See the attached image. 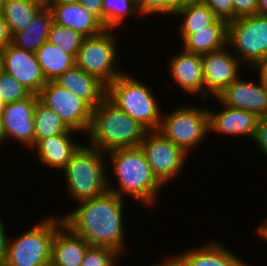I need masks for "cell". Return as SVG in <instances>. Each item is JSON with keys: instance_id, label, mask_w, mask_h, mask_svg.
Listing matches in <instances>:
<instances>
[{"instance_id": "cell-31", "label": "cell", "mask_w": 267, "mask_h": 266, "mask_svg": "<svg viewBox=\"0 0 267 266\" xmlns=\"http://www.w3.org/2000/svg\"><path fill=\"white\" fill-rule=\"evenodd\" d=\"M32 93L12 75L2 71L0 74V97L5 103L29 98Z\"/></svg>"}, {"instance_id": "cell-2", "label": "cell", "mask_w": 267, "mask_h": 266, "mask_svg": "<svg viewBox=\"0 0 267 266\" xmlns=\"http://www.w3.org/2000/svg\"><path fill=\"white\" fill-rule=\"evenodd\" d=\"M148 130L118 108L107 97L92 108L87 142L108 153L122 148L139 147Z\"/></svg>"}, {"instance_id": "cell-17", "label": "cell", "mask_w": 267, "mask_h": 266, "mask_svg": "<svg viewBox=\"0 0 267 266\" xmlns=\"http://www.w3.org/2000/svg\"><path fill=\"white\" fill-rule=\"evenodd\" d=\"M221 111L208 109V126L209 133L217 132L218 134L231 137H246L253 138L255 128L257 127L259 116L253 112L236 109L223 105Z\"/></svg>"}, {"instance_id": "cell-40", "label": "cell", "mask_w": 267, "mask_h": 266, "mask_svg": "<svg viewBox=\"0 0 267 266\" xmlns=\"http://www.w3.org/2000/svg\"><path fill=\"white\" fill-rule=\"evenodd\" d=\"M12 36L10 34L9 28L3 18V15L0 13V52L11 44Z\"/></svg>"}, {"instance_id": "cell-13", "label": "cell", "mask_w": 267, "mask_h": 266, "mask_svg": "<svg viewBox=\"0 0 267 266\" xmlns=\"http://www.w3.org/2000/svg\"><path fill=\"white\" fill-rule=\"evenodd\" d=\"M2 71L12 75L32 94L38 95L47 81L34 52L9 44L0 52Z\"/></svg>"}, {"instance_id": "cell-34", "label": "cell", "mask_w": 267, "mask_h": 266, "mask_svg": "<svg viewBox=\"0 0 267 266\" xmlns=\"http://www.w3.org/2000/svg\"><path fill=\"white\" fill-rule=\"evenodd\" d=\"M135 3L142 17H148L151 16V14L155 17L156 15H164L163 0H135Z\"/></svg>"}, {"instance_id": "cell-37", "label": "cell", "mask_w": 267, "mask_h": 266, "mask_svg": "<svg viewBox=\"0 0 267 266\" xmlns=\"http://www.w3.org/2000/svg\"><path fill=\"white\" fill-rule=\"evenodd\" d=\"M193 1L195 0H163L164 16L170 15L173 17L179 10L183 9L187 4Z\"/></svg>"}, {"instance_id": "cell-5", "label": "cell", "mask_w": 267, "mask_h": 266, "mask_svg": "<svg viewBox=\"0 0 267 266\" xmlns=\"http://www.w3.org/2000/svg\"><path fill=\"white\" fill-rule=\"evenodd\" d=\"M154 95L126 70L106 87V97L148 131L159 130L161 124L163 110Z\"/></svg>"}, {"instance_id": "cell-24", "label": "cell", "mask_w": 267, "mask_h": 266, "mask_svg": "<svg viewBox=\"0 0 267 266\" xmlns=\"http://www.w3.org/2000/svg\"><path fill=\"white\" fill-rule=\"evenodd\" d=\"M53 17L48 7H43L30 21L28 26L12 36L11 44L30 52L36 50L48 40Z\"/></svg>"}, {"instance_id": "cell-4", "label": "cell", "mask_w": 267, "mask_h": 266, "mask_svg": "<svg viewBox=\"0 0 267 266\" xmlns=\"http://www.w3.org/2000/svg\"><path fill=\"white\" fill-rule=\"evenodd\" d=\"M103 153L92 146L81 144L71 160L62 169L66 179V190L72 202L92 199L108 191L109 170Z\"/></svg>"}, {"instance_id": "cell-21", "label": "cell", "mask_w": 267, "mask_h": 266, "mask_svg": "<svg viewBox=\"0 0 267 266\" xmlns=\"http://www.w3.org/2000/svg\"><path fill=\"white\" fill-rule=\"evenodd\" d=\"M64 89L85 100L92 108L106 97V86L76 65L54 80Z\"/></svg>"}, {"instance_id": "cell-18", "label": "cell", "mask_w": 267, "mask_h": 266, "mask_svg": "<svg viewBox=\"0 0 267 266\" xmlns=\"http://www.w3.org/2000/svg\"><path fill=\"white\" fill-rule=\"evenodd\" d=\"M53 22L74 29L84 37L99 35L105 30L103 23L88 12L81 3L47 4Z\"/></svg>"}, {"instance_id": "cell-41", "label": "cell", "mask_w": 267, "mask_h": 266, "mask_svg": "<svg viewBox=\"0 0 267 266\" xmlns=\"http://www.w3.org/2000/svg\"><path fill=\"white\" fill-rule=\"evenodd\" d=\"M252 70L257 72L260 83L267 89V59L255 65Z\"/></svg>"}, {"instance_id": "cell-1", "label": "cell", "mask_w": 267, "mask_h": 266, "mask_svg": "<svg viewBox=\"0 0 267 266\" xmlns=\"http://www.w3.org/2000/svg\"><path fill=\"white\" fill-rule=\"evenodd\" d=\"M123 200L108 190L100 196L80 201L76 209L62 217L64 225L90 246L107 247L122 255L127 247Z\"/></svg>"}, {"instance_id": "cell-12", "label": "cell", "mask_w": 267, "mask_h": 266, "mask_svg": "<svg viewBox=\"0 0 267 266\" xmlns=\"http://www.w3.org/2000/svg\"><path fill=\"white\" fill-rule=\"evenodd\" d=\"M228 50L229 48L224 46L219 50L201 55L205 99L211 96L216 98L241 74L242 64Z\"/></svg>"}, {"instance_id": "cell-19", "label": "cell", "mask_w": 267, "mask_h": 266, "mask_svg": "<svg viewBox=\"0 0 267 266\" xmlns=\"http://www.w3.org/2000/svg\"><path fill=\"white\" fill-rule=\"evenodd\" d=\"M74 132L71 130L67 133H61L41 139L32 149L37 150V158L40 164L62 170L71 160L73 153L79 148V144L74 140ZM73 134V135H72ZM72 135V136H71Z\"/></svg>"}, {"instance_id": "cell-3", "label": "cell", "mask_w": 267, "mask_h": 266, "mask_svg": "<svg viewBox=\"0 0 267 266\" xmlns=\"http://www.w3.org/2000/svg\"><path fill=\"white\" fill-rule=\"evenodd\" d=\"M111 158L112 171L116 175L117 186H111L109 191L124 198V195L144 206L156 203L159 191L164 185L153 174L141 147L116 149L106 153ZM110 155V156H109ZM161 188V189H160ZM157 196V197H156Z\"/></svg>"}, {"instance_id": "cell-48", "label": "cell", "mask_w": 267, "mask_h": 266, "mask_svg": "<svg viewBox=\"0 0 267 266\" xmlns=\"http://www.w3.org/2000/svg\"><path fill=\"white\" fill-rule=\"evenodd\" d=\"M5 106H6L5 101H3V100L1 99V97H0V116H1V114H2V112H3Z\"/></svg>"}, {"instance_id": "cell-44", "label": "cell", "mask_w": 267, "mask_h": 266, "mask_svg": "<svg viewBox=\"0 0 267 266\" xmlns=\"http://www.w3.org/2000/svg\"><path fill=\"white\" fill-rule=\"evenodd\" d=\"M257 14L267 15V0H258Z\"/></svg>"}, {"instance_id": "cell-26", "label": "cell", "mask_w": 267, "mask_h": 266, "mask_svg": "<svg viewBox=\"0 0 267 266\" xmlns=\"http://www.w3.org/2000/svg\"><path fill=\"white\" fill-rule=\"evenodd\" d=\"M174 16L181 18L178 31L182 42L193 34V30L206 29L218 19L213 11L199 0L190 2Z\"/></svg>"}, {"instance_id": "cell-49", "label": "cell", "mask_w": 267, "mask_h": 266, "mask_svg": "<svg viewBox=\"0 0 267 266\" xmlns=\"http://www.w3.org/2000/svg\"><path fill=\"white\" fill-rule=\"evenodd\" d=\"M250 263H246V261L244 260L239 266H251V265H248Z\"/></svg>"}, {"instance_id": "cell-33", "label": "cell", "mask_w": 267, "mask_h": 266, "mask_svg": "<svg viewBox=\"0 0 267 266\" xmlns=\"http://www.w3.org/2000/svg\"><path fill=\"white\" fill-rule=\"evenodd\" d=\"M206 4L213 13L227 23L233 20L232 0H199Z\"/></svg>"}, {"instance_id": "cell-20", "label": "cell", "mask_w": 267, "mask_h": 266, "mask_svg": "<svg viewBox=\"0 0 267 266\" xmlns=\"http://www.w3.org/2000/svg\"><path fill=\"white\" fill-rule=\"evenodd\" d=\"M89 246L63 224L54 235L49 266H81Z\"/></svg>"}, {"instance_id": "cell-38", "label": "cell", "mask_w": 267, "mask_h": 266, "mask_svg": "<svg viewBox=\"0 0 267 266\" xmlns=\"http://www.w3.org/2000/svg\"><path fill=\"white\" fill-rule=\"evenodd\" d=\"M79 3H81L88 12L92 13L103 23V0H79Z\"/></svg>"}, {"instance_id": "cell-8", "label": "cell", "mask_w": 267, "mask_h": 266, "mask_svg": "<svg viewBox=\"0 0 267 266\" xmlns=\"http://www.w3.org/2000/svg\"><path fill=\"white\" fill-rule=\"evenodd\" d=\"M116 36L113 30L105 29L99 35L85 37L75 57L78 68L96 77L106 87L125 71L115 66L119 59Z\"/></svg>"}, {"instance_id": "cell-16", "label": "cell", "mask_w": 267, "mask_h": 266, "mask_svg": "<svg viewBox=\"0 0 267 266\" xmlns=\"http://www.w3.org/2000/svg\"><path fill=\"white\" fill-rule=\"evenodd\" d=\"M173 55L168 60V65L170 69L169 78L174 80V85L177 84L182 89L180 91L193 96L200 95L201 99H205L201 55L187 52L184 49Z\"/></svg>"}, {"instance_id": "cell-23", "label": "cell", "mask_w": 267, "mask_h": 266, "mask_svg": "<svg viewBox=\"0 0 267 266\" xmlns=\"http://www.w3.org/2000/svg\"><path fill=\"white\" fill-rule=\"evenodd\" d=\"M182 44L185 51L199 55L219 50L227 45V22L218 18L206 29L193 30Z\"/></svg>"}, {"instance_id": "cell-35", "label": "cell", "mask_w": 267, "mask_h": 266, "mask_svg": "<svg viewBox=\"0 0 267 266\" xmlns=\"http://www.w3.org/2000/svg\"><path fill=\"white\" fill-rule=\"evenodd\" d=\"M258 0H232L233 20L257 14Z\"/></svg>"}, {"instance_id": "cell-39", "label": "cell", "mask_w": 267, "mask_h": 266, "mask_svg": "<svg viewBox=\"0 0 267 266\" xmlns=\"http://www.w3.org/2000/svg\"><path fill=\"white\" fill-rule=\"evenodd\" d=\"M3 219L0 217V266L5 265L6 260V252H7V242H8V235L6 234V226L5 223L2 222Z\"/></svg>"}, {"instance_id": "cell-42", "label": "cell", "mask_w": 267, "mask_h": 266, "mask_svg": "<svg viewBox=\"0 0 267 266\" xmlns=\"http://www.w3.org/2000/svg\"><path fill=\"white\" fill-rule=\"evenodd\" d=\"M151 266H183V264L177 255L176 256L173 255V256L166 257L164 262H160V263L157 262V264L154 263Z\"/></svg>"}, {"instance_id": "cell-10", "label": "cell", "mask_w": 267, "mask_h": 266, "mask_svg": "<svg viewBox=\"0 0 267 266\" xmlns=\"http://www.w3.org/2000/svg\"><path fill=\"white\" fill-rule=\"evenodd\" d=\"M38 99L59 115L71 130L87 133L91 123L92 107L85 100L55 81H47L39 92Z\"/></svg>"}, {"instance_id": "cell-11", "label": "cell", "mask_w": 267, "mask_h": 266, "mask_svg": "<svg viewBox=\"0 0 267 266\" xmlns=\"http://www.w3.org/2000/svg\"><path fill=\"white\" fill-rule=\"evenodd\" d=\"M140 147L153 174L163 185L181 174L189 156L158 130L148 131Z\"/></svg>"}, {"instance_id": "cell-9", "label": "cell", "mask_w": 267, "mask_h": 266, "mask_svg": "<svg viewBox=\"0 0 267 266\" xmlns=\"http://www.w3.org/2000/svg\"><path fill=\"white\" fill-rule=\"evenodd\" d=\"M227 46L240 63L252 69L267 59V15L254 14L227 23ZM237 53V54H236ZM251 67V68H250Z\"/></svg>"}, {"instance_id": "cell-6", "label": "cell", "mask_w": 267, "mask_h": 266, "mask_svg": "<svg viewBox=\"0 0 267 266\" xmlns=\"http://www.w3.org/2000/svg\"><path fill=\"white\" fill-rule=\"evenodd\" d=\"M32 225L18 237L8 238L4 266H49L52 241L64 224L61 217L50 215Z\"/></svg>"}, {"instance_id": "cell-47", "label": "cell", "mask_w": 267, "mask_h": 266, "mask_svg": "<svg viewBox=\"0 0 267 266\" xmlns=\"http://www.w3.org/2000/svg\"><path fill=\"white\" fill-rule=\"evenodd\" d=\"M31 1H34L36 3H39L40 5H42L44 7H47L48 0H31Z\"/></svg>"}, {"instance_id": "cell-45", "label": "cell", "mask_w": 267, "mask_h": 266, "mask_svg": "<svg viewBox=\"0 0 267 266\" xmlns=\"http://www.w3.org/2000/svg\"><path fill=\"white\" fill-rule=\"evenodd\" d=\"M79 0H48L47 4H67V3H78Z\"/></svg>"}, {"instance_id": "cell-27", "label": "cell", "mask_w": 267, "mask_h": 266, "mask_svg": "<svg viewBox=\"0 0 267 266\" xmlns=\"http://www.w3.org/2000/svg\"><path fill=\"white\" fill-rule=\"evenodd\" d=\"M43 7L31 0H4L1 14L11 36L24 30Z\"/></svg>"}, {"instance_id": "cell-14", "label": "cell", "mask_w": 267, "mask_h": 266, "mask_svg": "<svg viewBox=\"0 0 267 266\" xmlns=\"http://www.w3.org/2000/svg\"><path fill=\"white\" fill-rule=\"evenodd\" d=\"M38 100V95L32 94L29 98L6 103L1 120L7 141L15 140L29 150L34 147V110Z\"/></svg>"}, {"instance_id": "cell-28", "label": "cell", "mask_w": 267, "mask_h": 266, "mask_svg": "<svg viewBox=\"0 0 267 266\" xmlns=\"http://www.w3.org/2000/svg\"><path fill=\"white\" fill-rule=\"evenodd\" d=\"M34 121V146L41 139L71 131L59 115L47 108L39 100L36 102L34 110Z\"/></svg>"}, {"instance_id": "cell-50", "label": "cell", "mask_w": 267, "mask_h": 266, "mask_svg": "<svg viewBox=\"0 0 267 266\" xmlns=\"http://www.w3.org/2000/svg\"><path fill=\"white\" fill-rule=\"evenodd\" d=\"M3 4H4V0H0V13H1V11H2Z\"/></svg>"}, {"instance_id": "cell-22", "label": "cell", "mask_w": 267, "mask_h": 266, "mask_svg": "<svg viewBox=\"0 0 267 266\" xmlns=\"http://www.w3.org/2000/svg\"><path fill=\"white\" fill-rule=\"evenodd\" d=\"M183 266H239L244 260L217 241L177 254Z\"/></svg>"}, {"instance_id": "cell-15", "label": "cell", "mask_w": 267, "mask_h": 266, "mask_svg": "<svg viewBox=\"0 0 267 266\" xmlns=\"http://www.w3.org/2000/svg\"><path fill=\"white\" fill-rule=\"evenodd\" d=\"M239 75L216 97L223 105L267 116V89L260 81L242 80ZM259 82V83H258Z\"/></svg>"}, {"instance_id": "cell-32", "label": "cell", "mask_w": 267, "mask_h": 266, "mask_svg": "<svg viewBox=\"0 0 267 266\" xmlns=\"http://www.w3.org/2000/svg\"><path fill=\"white\" fill-rule=\"evenodd\" d=\"M120 256L122 255L107 247L89 246L81 266H116L120 262Z\"/></svg>"}, {"instance_id": "cell-29", "label": "cell", "mask_w": 267, "mask_h": 266, "mask_svg": "<svg viewBox=\"0 0 267 266\" xmlns=\"http://www.w3.org/2000/svg\"><path fill=\"white\" fill-rule=\"evenodd\" d=\"M103 25L105 29L117 30L125 24V19L132 15L141 17L135 0H103Z\"/></svg>"}, {"instance_id": "cell-7", "label": "cell", "mask_w": 267, "mask_h": 266, "mask_svg": "<svg viewBox=\"0 0 267 266\" xmlns=\"http://www.w3.org/2000/svg\"><path fill=\"white\" fill-rule=\"evenodd\" d=\"M181 106L169 114L162 112L158 131L189 155L209 135L208 111L206 106Z\"/></svg>"}, {"instance_id": "cell-43", "label": "cell", "mask_w": 267, "mask_h": 266, "mask_svg": "<svg viewBox=\"0 0 267 266\" xmlns=\"http://www.w3.org/2000/svg\"><path fill=\"white\" fill-rule=\"evenodd\" d=\"M263 222H260V225L257 226L256 233L258 236H260L261 239H263L265 242H267V218H263ZM262 223V224H261Z\"/></svg>"}, {"instance_id": "cell-46", "label": "cell", "mask_w": 267, "mask_h": 266, "mask_svg": "<svg viewBox=\"0 0 267 266\" xmlns=\"http://www.w3.org/2000/svg\"><path fill=\"white\" fill-rule=\"evenodd\" d=\"M4 141L6 142V137H5V134L3 131V125H2V120H1V116H0V147L4 143Z\"/></svg>"}, {"instance_id": "cell-25", "label": "cell", "mask_w": 267, "mask_h": 266, "mask_svg": "<svg viewBox=\"0 0 267 266\" xmlns=\"http://www.w3.org/2000/svg\"><path fill=\"white\" fill-rule=\"evenodd\" d=\"M46 81H54L75 66V56L64 53L54 44L46 41L35 52Z\"/></svg>"}, {"instance_id": "cell-36", "label": "cell", "mask_w": 267, "mask_h": 266, "mask_svg": "<svg viewBox=\"0 0 267 266\" xmlns=\"http://www.w3.org/2000/svg\"><path fill=\"white\" fill-rule=\"evenodd\" d=\"M252 142L261 150V154L267 157V116L259 118Z\"/></svg>"}, {"instance_id": "cell-30", "label": "cell", "mask_w": 267, "mask_h": 266, "mask_svg": "<svg viewBox=\"0 0 267 266\" xmlns=\"http://www.w3.org/2000/svg\"><path fill=\"white\" fill-rule=\"evenodd\" d=\"M84 38L78 31L53 22L47 41L57 46L64 53L76 57Z\"/></svg>"}]
</instances>
